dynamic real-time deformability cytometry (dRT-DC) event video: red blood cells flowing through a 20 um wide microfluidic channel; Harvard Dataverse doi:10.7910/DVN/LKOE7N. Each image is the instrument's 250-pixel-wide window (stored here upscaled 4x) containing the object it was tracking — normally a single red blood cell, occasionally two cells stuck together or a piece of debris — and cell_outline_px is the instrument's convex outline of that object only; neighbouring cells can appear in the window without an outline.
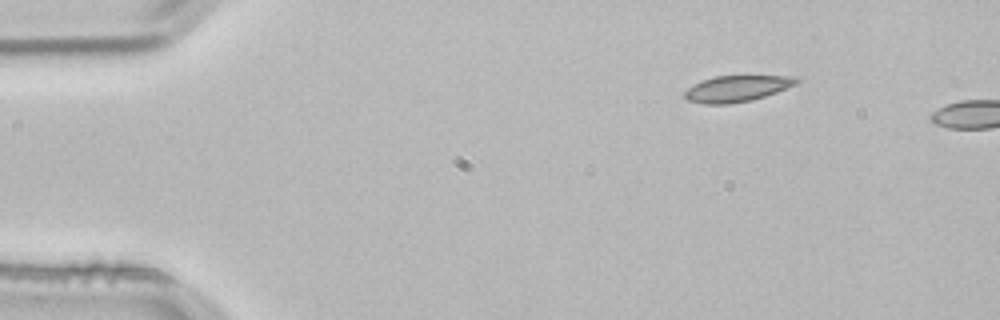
{"species": "common noctule bat (a hibernating species)", "species_latin": "Nyctalus noctula", "temperature_condition": "room temperature", "stored_images_in_passage": 3, "camera_frame_rate_fps": 3000, "um_per_image_px": 0.085, "animal": {"sex": "male", "body_mass_g": 21.5, "forearm_length_mm": 52.0}, "frame": {"image": 1, "passage_image": 3, "time_ms": 0.667, "image_size_px": [1000, 320], "cell_outline_px": [[800, 80], [796, 84], [776, 92], [752, 100], [728, 104], [704, 104], [688, 100], [684, 96], [684, 92], [688, 88], [700, 80], [716, 76], [796, 76]], "centroid_in_image_um": [62.62, 7.53], "position_along_channel_um": 22.4, "area_um2": 16.99}}